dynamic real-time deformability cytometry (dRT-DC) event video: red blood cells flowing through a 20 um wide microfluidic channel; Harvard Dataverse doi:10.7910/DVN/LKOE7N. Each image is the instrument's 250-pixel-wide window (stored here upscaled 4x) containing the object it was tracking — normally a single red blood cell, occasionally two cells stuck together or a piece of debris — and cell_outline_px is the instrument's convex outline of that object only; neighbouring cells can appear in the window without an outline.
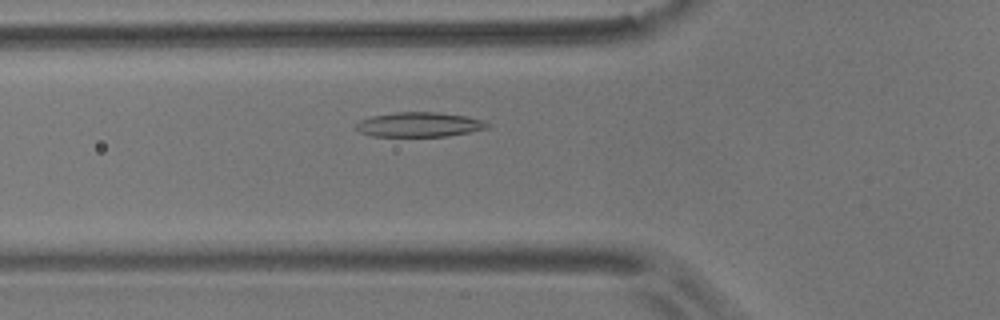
{"species": "common noctule bat (a hibernating species)", "species_latin": "Nyctalus noctula", "temperature_condition": "room temperature", "stored_images_in_passage": 5, "camera_frame_rate_fps": 3000, "um_per_image_px": 0.085, "animal": {"sex": "male", "body_mass_g": 17.9}, "frame": {"image": 1, "passage_image": 5, "time_ms": 5.667, "image_size_px": [1000, 320], "cell_outline_px": [[492, 124], [484, 128], [468, 132], [448, 136], [372, 136], [360, 132], [356, 128], [356, 124], [360, 120], [372, 116], [392, 112], [436, 112], [464, 116], [484, 120]], "centroid_in_image_um": [35.61, 10.58], "position_along_channel_um": 90.2, "area_um2": 18.73}}